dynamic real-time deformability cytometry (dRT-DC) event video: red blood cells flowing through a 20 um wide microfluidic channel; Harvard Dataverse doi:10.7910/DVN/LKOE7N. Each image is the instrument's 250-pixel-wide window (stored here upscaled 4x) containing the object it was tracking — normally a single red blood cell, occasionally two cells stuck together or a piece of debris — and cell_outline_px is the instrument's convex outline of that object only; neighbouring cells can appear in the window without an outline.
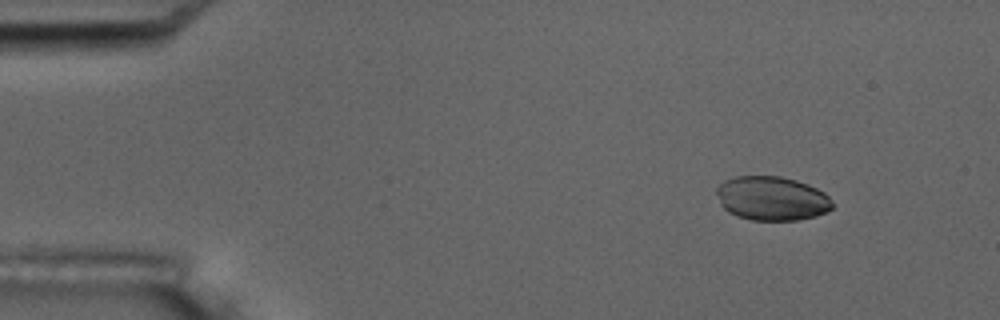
{"species": "common noctule bat (a hibernating species)", "species_latin": "Nyctalus noctula", "temperature_condition": "room temperature", "stored_images_in_passage": 4, "camera_frame_rate_fps": 3000, "um_per_image_px": 0.085, "animal": {"sex": "male", "body_mass_g": 17.5, "forearm_length_mm": 52.3}, "frame": {"image": 1, "passage_image": 1, "time_ms": 0.0, "image_size_px": [1000, 320], "cell_outline_px": [[832, 208], [828, 212], [816, 216], [796, 220], [752, 220], [736, 216], [728, 212], [720, 204], [716, 192], [716, 188], [724, 180], [736, 176], [780, 176], [796, 180], [808, 184], [824, 192], [832, 200]], "centroid_in_image_um": [65.6, 16.86], "position_along_channel_um": 19.4, "area_um2": 29.94}}